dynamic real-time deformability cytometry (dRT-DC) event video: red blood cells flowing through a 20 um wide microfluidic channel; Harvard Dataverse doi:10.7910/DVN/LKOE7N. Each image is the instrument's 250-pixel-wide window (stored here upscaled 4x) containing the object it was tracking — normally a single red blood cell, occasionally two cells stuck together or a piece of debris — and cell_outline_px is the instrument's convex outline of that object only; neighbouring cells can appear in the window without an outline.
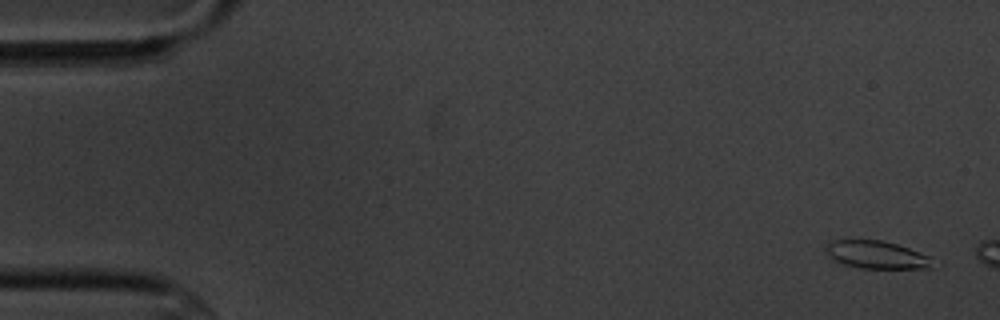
{"species": "common noctule bat (a hibernating species)", "species_latin": "Nyctalus noctula", "temperature_condition": "cold", "stored_images_in_passage": 3, "camera_frame_rate_fps": 3000, "um_per_image_px": 0.085, "animal": {"sex": "male", "body_mass_g": 20.1, "forearm_length_mm": 53.5}, "frame": {"image": 1, "passage_image": 1, "time_ms": 0.0, "image_size_px": [1000, 320], "cell_outline_px": [[932, 268], [860, 268], [844, 264], [836, 260], [824, 252], [828, 244], [832, 240], [880, 240], [896, 244], [932, 256]], "centroid_in_image_um": [74.53, 21.65], "position_along_channel_um": 10.5, "area_um2": 17.11}}